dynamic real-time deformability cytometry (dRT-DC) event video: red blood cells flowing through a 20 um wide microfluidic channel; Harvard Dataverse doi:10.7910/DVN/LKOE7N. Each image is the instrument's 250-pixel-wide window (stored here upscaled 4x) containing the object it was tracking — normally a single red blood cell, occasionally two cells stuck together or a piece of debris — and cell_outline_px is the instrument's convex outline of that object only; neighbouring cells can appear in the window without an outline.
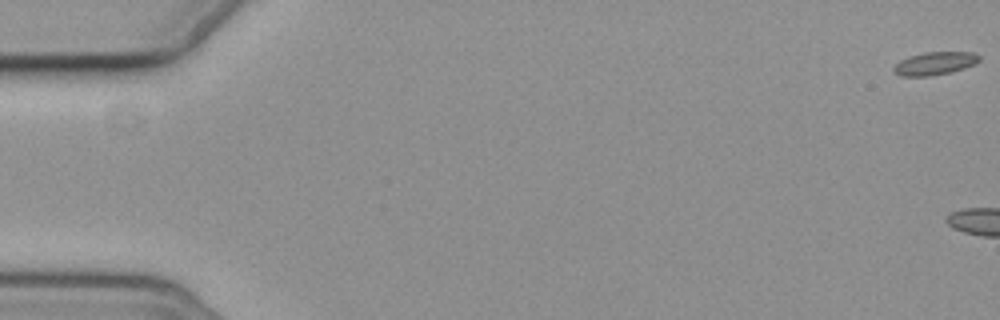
{"species": "common noctule bat (a hibernating species)", "species_latin": "Nyctalus noctula", "temperature_condition": "cold", "stored_images_in_passage": 5, "camera_frame_rate_fps": 3000, "um_per_image_px": 0.085, "animal": {"sex": "female", "body_mass_g": 19.3, "forearm_length_mm": 54.1}, "frame": {"image": 1, "passage_image": 1, "time_ms": 0.0, "image_size_px": [1000, 320], "cell_outline_px": [[980, 60], [976, 64], [952, 72], [928, 76], [900, 76], [892, 72], [892, 68], [900, 60], [908, 56], [924, 52], [972, 52], [980, 56]], "centroid_in_image_um": [79.44, 5.39], "position_along_channel_um": 5.6, "area_um2": 11.62}}